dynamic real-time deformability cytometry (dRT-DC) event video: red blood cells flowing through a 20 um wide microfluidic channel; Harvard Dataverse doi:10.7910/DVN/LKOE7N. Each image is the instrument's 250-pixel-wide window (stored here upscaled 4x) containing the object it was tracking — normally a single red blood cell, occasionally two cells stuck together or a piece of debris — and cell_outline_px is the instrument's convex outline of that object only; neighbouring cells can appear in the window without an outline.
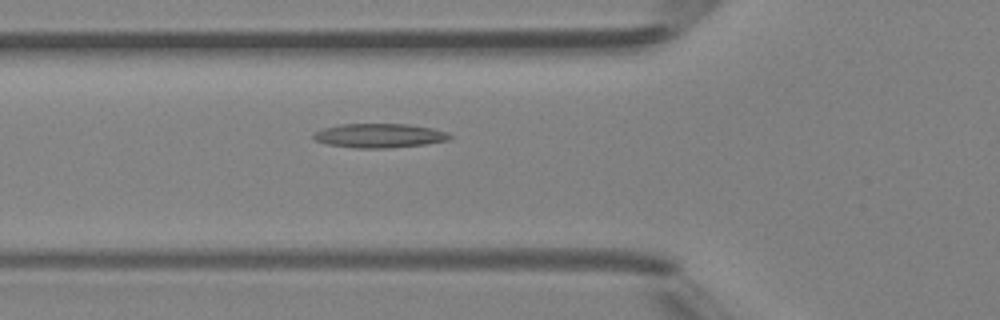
{"species": "Egyptian fruit bat (a non-hibernating species)", "species_latin": "Rousettus aegyptiacus", "temperature_condition": "room temperature", "stored_images_in_passage": 46, "camera_frame_rate_fps": 3000, "um_per_image_px": 0.085, "animal": {"sex": "female"}, "frame": {"image": 1, "passage_image": 17, "time_ms": 5.333, "image_size_px": [1000, 320], "cell_outline_px": [[452, 136], [448, 140], [424, 144], [388, 148], [356, 148], [328, 144], [316, 140], [312, 136], [316, 132], [324, 128], [340, 124], [408, 124], [432, 128], [448, 132]], "centroid_in_image_um": [32.27, 11.52], "position_along_channel_um": 93.5, "area_um2": 19.02}}
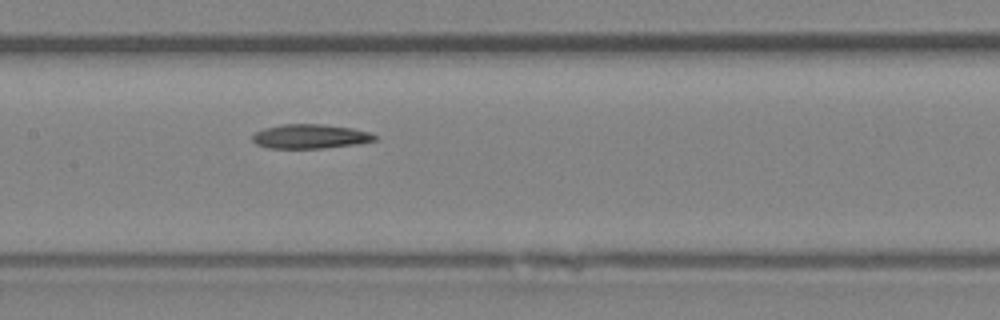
{"frame": {"image": 2, "passage_image": 23, "time_ms": 7.333, "image_size_px": [1000, 320], "cell_outline_px": [[376, 140], [356, 144], [324, 148], [268, 148], [256, 144], [252, 140], [252, 136], [256, 132], [264, 128], [280, 124], [324, 124], [352, 128], [368, 132], [376, 136]], "centroid_in_image_um": [26.34, 11.59], "position_along_channel_um": 181.1, "area_um2": 17.28}}
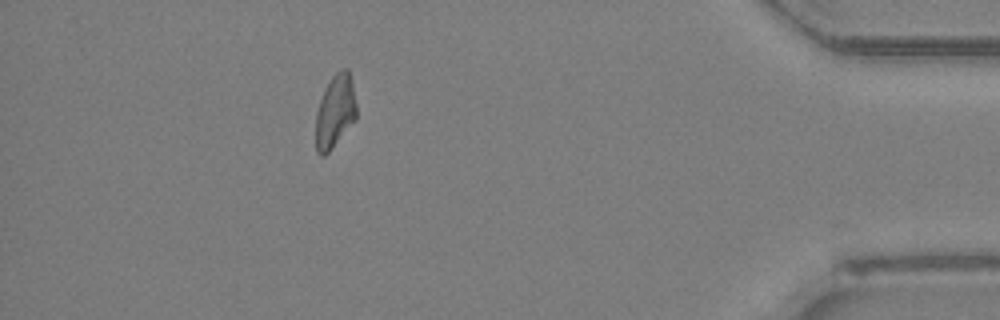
{"frame": {"image": 3, "passage_image": 42, "time_ms": 13.667, "image_size_px": [1000, 320], "cell_outline_px": [[356, 120], [332, 148], [324, 156], [320, 156], [316, 152], [316, 112], [320, 100], [332, 76], [340, 68], [348, 68], [352, 80], [356, 104]], "centroid_in_image_um": [28.5, 9.47], "position_along_channel_um": 406.7, "area_um2": 17.4}, "authors_computed_cell_mechanics": {"area_um2": 17.8891, "velocity_mm_per_s": 4.3822, "shape_relaxation_time_tau1_ms": null, "shape_relaxation_time_tau2_ms": 9.0729, "deformation_change_tau1": null, "deformation_change_tau2": 0.1853}}